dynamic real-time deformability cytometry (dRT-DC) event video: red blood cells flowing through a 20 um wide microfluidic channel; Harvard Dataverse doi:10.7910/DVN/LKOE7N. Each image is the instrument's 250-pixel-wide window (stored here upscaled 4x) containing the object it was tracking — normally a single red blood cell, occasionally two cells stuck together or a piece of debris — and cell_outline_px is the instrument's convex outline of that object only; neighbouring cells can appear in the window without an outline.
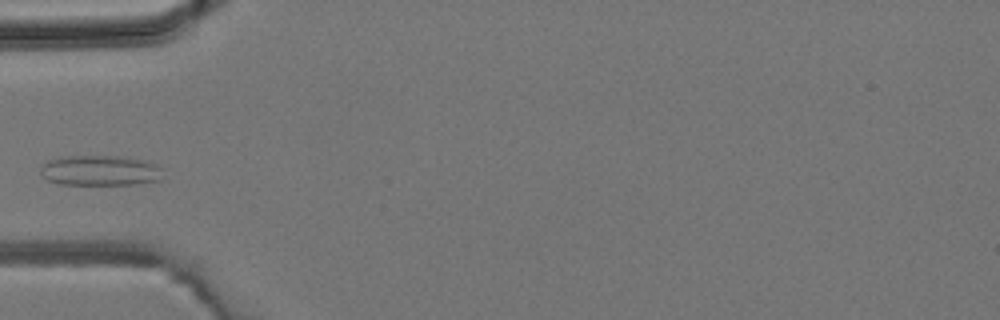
{"species": "common noctule bat (a hibernating species)", "species_latin": "Nyctalus noctula", "temperature_condition": "room temperature", "stored_images_in_passage": 4, "camera_frame_rate_fps": 3000, "um_per_image_px": 0.085, "animal": {"sex": "male", "body_mass_g": 19.2, "forearm_length_mm": 51.8}, "frame": {"image": 1, "passage_image": 4, "time_ms": 3.333, "image_size_px": [1000, 320], "cell_outline_px": [[160, 180], [136, 184], [60, 184], [48, 180], [40, 172], [40, 168], [48, 160], [60, 156], [120, 156], [148, 160], [156, 164], [160, 168]], "centroid_in_image_um": [8.5, 14.48], "position_along_channel_um": 76.5, "area_um2": 21.62}}